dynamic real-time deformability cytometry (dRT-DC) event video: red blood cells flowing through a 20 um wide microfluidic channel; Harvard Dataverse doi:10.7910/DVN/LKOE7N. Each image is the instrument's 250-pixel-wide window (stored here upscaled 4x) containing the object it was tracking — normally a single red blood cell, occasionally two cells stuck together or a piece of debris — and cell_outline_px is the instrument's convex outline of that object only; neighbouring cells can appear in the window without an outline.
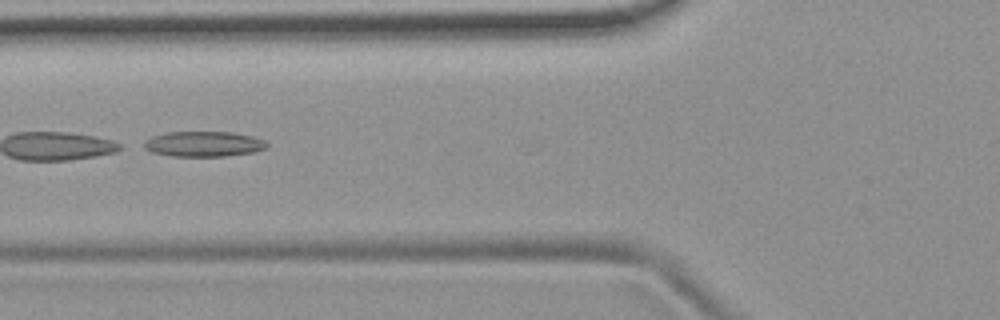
{"species": "common noctule bat (a hibernating species)", "species_latin": "Nyctalus noctula", "temperature_condition": "room temperature", "stored_images_in_passage": 22, "camera_frame_rate_fps": 3000, "um_per_image_px": 0.085, "animal": {"sex": "female", "body_mass_g": 19.9}, "frame": {"image": 1, "passage_image": 21, "time_ms": 6.667, "image_size_px": [1000, 320], "cell_outline_px": [[268, 148], [256, 152], [224, 156], [172, 156], [152, 152], [144, 148], [144, 144], [152, 136], [168, 132], [232, 132], [252, 136], [264, 140], [268, 144]], "centroid_in_image_um": [17.36, 12.24], "position_along_channel_um": 108.4, "area_um2": 18.09}}